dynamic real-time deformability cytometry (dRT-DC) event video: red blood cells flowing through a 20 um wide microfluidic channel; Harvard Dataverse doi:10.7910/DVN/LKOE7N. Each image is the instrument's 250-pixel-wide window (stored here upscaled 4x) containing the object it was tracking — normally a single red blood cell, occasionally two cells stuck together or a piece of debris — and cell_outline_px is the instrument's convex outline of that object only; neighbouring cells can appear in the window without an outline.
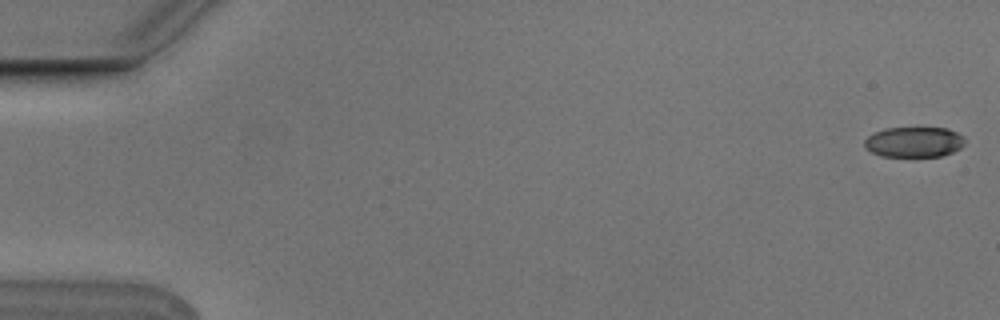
{"species": "Egyptian fruit bat (a non-hibernating species)", "species_latin": "Rousettus aegyptiacus", "temperature_condition": "cold", "stored_images_in_passage": 7, "camera_frame_rate_fps": 3000, "um_per_image_px": 0.085, "animal": {"sex": "male"}, "frame": {"image": 1, "passage_image": 1, "time_ms": 0.0, "image_size_px": [1000, 320], "cell_outline_px": [[964, 144], [960, 148], [952, 152], [940, 156], [880, 156], [872, 152], [864, 144], [864, 140], [868, 136], [884, 128], [948, 128], [964, 136]], "centroid_in_image_um": [77.71, 12.06], "position_along_channel_um": 7.3, "area_um2": 17.63}}
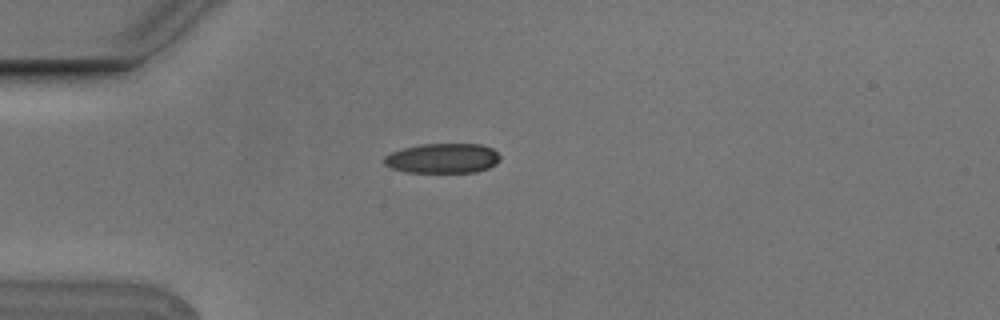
{"frame": {"image": 2, "passage_image": 5, "time_ms": 1.333, "image_size_px": [1000, 320], "cell_outline_px": [[500, 160], [496, 164], [488, 168], [476, 172], [404, 172], [392, 168], [384, 164], [384, 156], [392, 152], [404, 148], [420, 144], [480, 144], [492, 148], [500, 156]], "centroid_in_image_um": [37.63, 13.45], "position_along_channel_um": 47.4, "area_um2": 20.17}}